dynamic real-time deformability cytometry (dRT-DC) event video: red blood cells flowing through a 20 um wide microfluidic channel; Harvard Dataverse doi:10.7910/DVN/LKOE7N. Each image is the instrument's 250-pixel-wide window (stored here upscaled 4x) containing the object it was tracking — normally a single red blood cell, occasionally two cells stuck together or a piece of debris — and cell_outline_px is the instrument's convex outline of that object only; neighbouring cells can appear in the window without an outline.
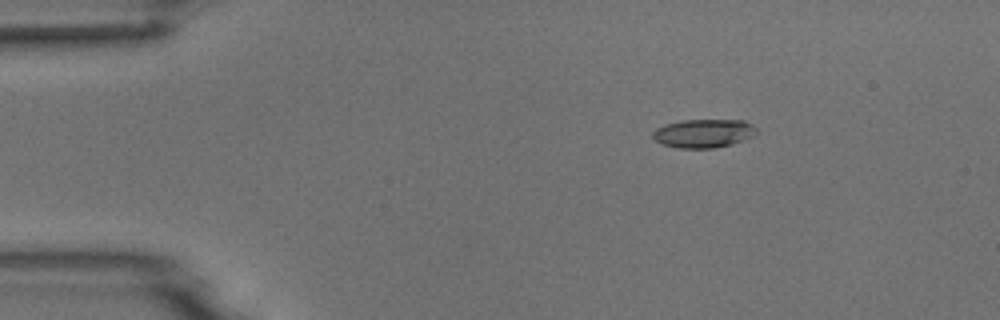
{"species": "common noctule bat (a hibernating species)", "species_latin": "Nyctalus noctula", "temperature_condition": "room temperature", "stored_images_in_passage": 5, "camera_frame_rate_fps": 3000, "um_per_image_px": 0.085, "animal": {"sex": "male", "body_mass_g": 18.8}, "frame": {"image": 1, "passage_image": 5, "time_ms": 6.333, "image_size_px": [1000, 320], "cell_outline_px": [[760, 132], [744, 140], [732, 144], [712, 148], [680, 148], [664, 144], [656, 140], [652, 136], [652, 132], [656, 128], [664, 124], [684, 120], [744, 120], [752, 124]], "centroid_in_image_um": [59.84, 11.32], "position_along_channel_um": 25.2, "area_um2": 17.28}}